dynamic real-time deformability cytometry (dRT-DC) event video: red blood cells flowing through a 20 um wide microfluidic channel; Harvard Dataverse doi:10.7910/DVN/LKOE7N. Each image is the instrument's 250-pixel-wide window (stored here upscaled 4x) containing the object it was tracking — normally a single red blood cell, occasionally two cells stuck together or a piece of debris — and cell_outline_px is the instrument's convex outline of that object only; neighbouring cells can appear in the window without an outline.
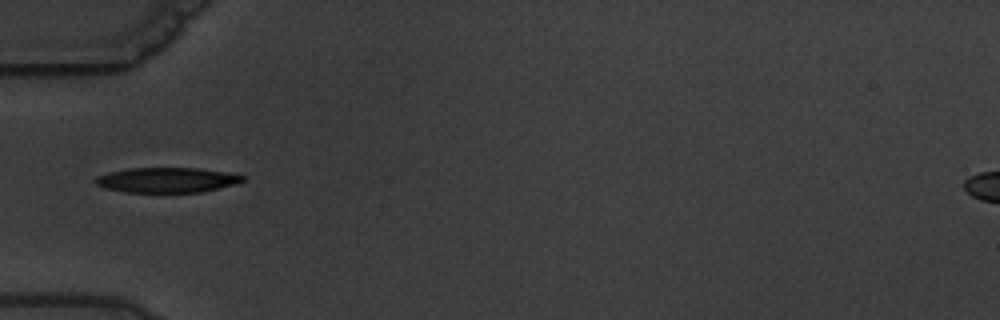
{"species": "common noctule bat (a hibernating species)", "species_latin": "Nyctalus noctula", "temperature_condition": "warm", "stored_images_in_passage": 4, "camera_frame_rate_fps": 3000, "um_per_image_px": 0.085, "animal": {"sex": "male", "body_mass_g": 19.5, "forearm_length_mm": 54.6}, "frame": {"image": 1, "passage_image": 4, "time_ms": 3.333, "image_size_px": [1000, 320], "cell_outline_px": [[244, 180], [236, 184], [200, 192], [124, 192], [108, 188], [96, 184], [92, 180], [96, 176], [108, 172], [128, 168], [200, 168], [224, 172], [244, 176]], "centroid_in_image_um": [14.14, 15.29], "position_along_channel_um": 70.9, "area_um2": 21.39}}